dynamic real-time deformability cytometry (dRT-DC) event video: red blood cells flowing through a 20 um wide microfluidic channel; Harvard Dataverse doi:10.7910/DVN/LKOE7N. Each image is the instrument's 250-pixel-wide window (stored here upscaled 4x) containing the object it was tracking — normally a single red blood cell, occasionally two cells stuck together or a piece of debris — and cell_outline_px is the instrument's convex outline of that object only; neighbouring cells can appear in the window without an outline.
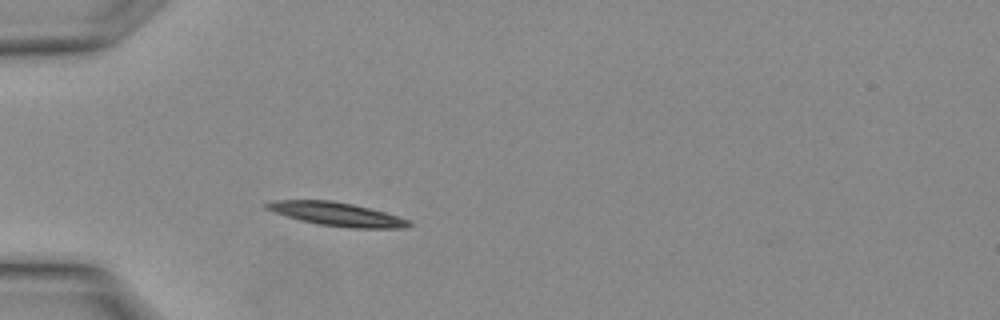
{"species": "Egyptian fruit bat (a non-hibernating species)", "species_latin": "Rousettus aegyptiacus", "temperature_condition": "warm", "stored_images_in_passage": 1, "camera_frame_rate_fps": 3000, "um_per_image_px": 0.085, "animal": {"sex": "female"}, "frame": {"image": 1, "passage_image": 1, "time_ms": 0.0, "image_size_px": [1000, 320], "cell_outline_px": [[412, 224], [404, 228], [352, 228], [320, 224], [300, 220], [264, 208], [264, 204], [276, 200], [332, 200], [352, 204], [384, 212], [412, 220]], "centroid_in_image_um": [28.67, 18.2], "position_along_channel_um": 56.3, "area_um2": 19.31}}